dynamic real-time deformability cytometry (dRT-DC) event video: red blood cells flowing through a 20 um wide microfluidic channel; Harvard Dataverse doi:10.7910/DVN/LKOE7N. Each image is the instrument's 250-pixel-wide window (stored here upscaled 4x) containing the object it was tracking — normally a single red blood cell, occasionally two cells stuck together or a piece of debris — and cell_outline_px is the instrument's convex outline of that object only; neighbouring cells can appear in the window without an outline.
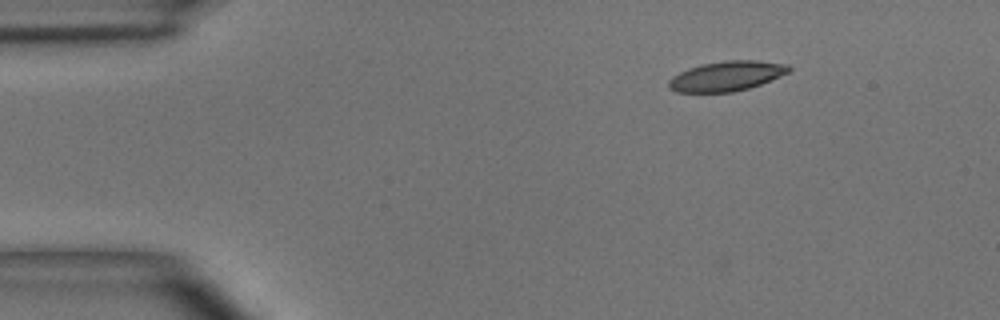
{"species": "common noctule bat (a hibernating species)", "species_latin": "Nyctalus noctula", "temperature_condition": "room temperature", "stored_images_in_passage": 44, "camera_frame_rate_fps": 3000, "um_per_image_px": 0.085, "animal": {"sex": "male", "body_mass_g": 15.6}, "frame": {"image": 1, "passage_image": 1, "time_ms": 0.0, "image_size_px": [1000, 320], "cell_outline_px": [[792, 68], [788, 72], [780, 76], [760, 84], [748, 88], [732, 92], [676, 92], [668, 88], [668, 80], [672, 76], [688, 68], [700, 64], [724, 60], [756, 60], [788, 64]], "centroid_in_image_um": [61.73, 6.46], "position_along_channel_um": 23.3, "area_um2": 20.98}}
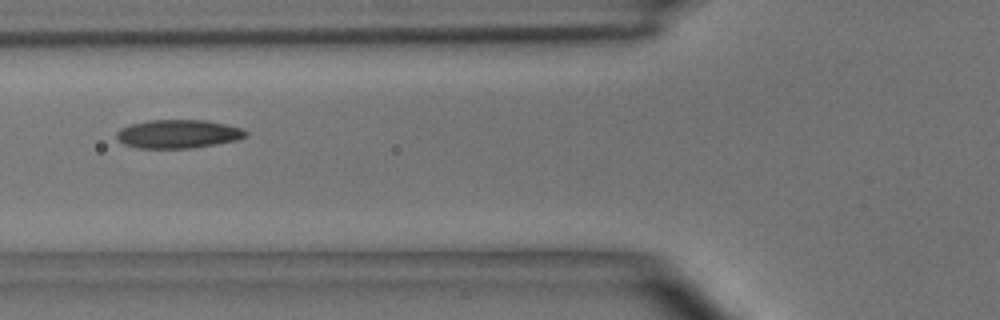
{"frame": {"image": 2, "passage_image": 13, "time_ms": 4.0, "image_size_px": [1000, 320], "cell_outline_px": [[248, 136], [236, 140], [192, 148], [136, 148], [124, 144], [116, 136], [116, 132], [120, 128], [132, 124], [148, 120], [208, 120], [244, 128], [248, 132]], "centroid_in_image_um": [15.17, 11.38], "position_along_channel_um": 110.6, "area_um2": 21.56}}
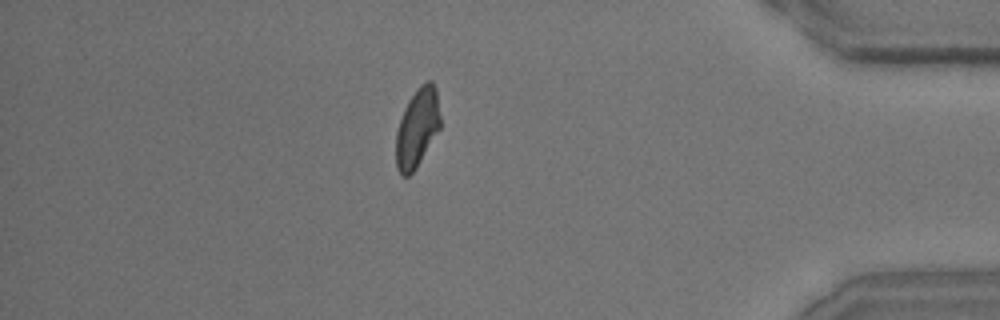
{"frame": {"image": 3, "passage_image": 38, "time_ms": 12.333, "image_size_px": [1000, 320], "cell_outline_px": [[440, 128], [416, 168], [408, 176], [404, 176], [396, 168], [396, 132], [404, 108], [408, 100], [420, 84], [428, 80], [432, 80], [436, 88], [440, 116]], "centroid_in_image_um": [35.46, 10.84], "position_along_channel_um": 399.7, "area_um2": 20.29}, "authors_computed_cell_mechanics": {"area_um2": 21.0103, "velocity_mm_per_s": 3.9221, "shape_relaxation_time_tau1_ms": 3.9299, "shape_relaxation_time_tau2_ms": 2.173, "deformation_change_tau1": 0.1291, "deformation_change_tau2": 0.0761}}